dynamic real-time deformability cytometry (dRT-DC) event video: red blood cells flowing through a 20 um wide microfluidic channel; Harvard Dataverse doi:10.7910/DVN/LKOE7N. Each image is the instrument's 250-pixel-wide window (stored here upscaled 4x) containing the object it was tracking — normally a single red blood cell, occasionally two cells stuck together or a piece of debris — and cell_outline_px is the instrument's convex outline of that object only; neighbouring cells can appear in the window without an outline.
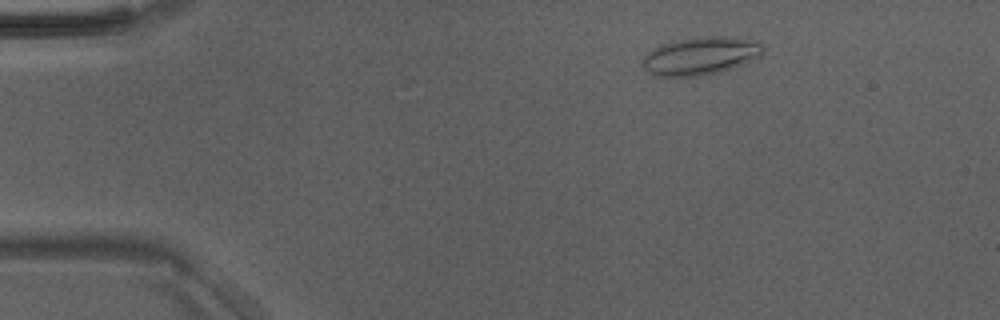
{"species": "Egyptian fruit bat (a non-hibernating species)", "species_latin": "Rousettus aegyptiacus", "temperature_condition": "room temperature", "stored_images_in_passage": 42, "camera_frame_rate_fps": 3000, "um_per_image_px": 0.085, "animal": {"sex": "male"}, "frame": {"image": 1, "passage_image": 2, "time_ms": 0.333, "image_size_px": [1000, 320], "cell_outline_px": [[764, 48], [760, 56], [720, 72], [700, 76], [652, 76], [640, 64], [640, 60], [648, 52], [660, 44], [672, 40], [712, 36], [728, 36], [756, 40]], "centroid_in_image_um": [59.48, 4.75], "position_along_channel_um": 25.5, "area_um2": 26.7}}
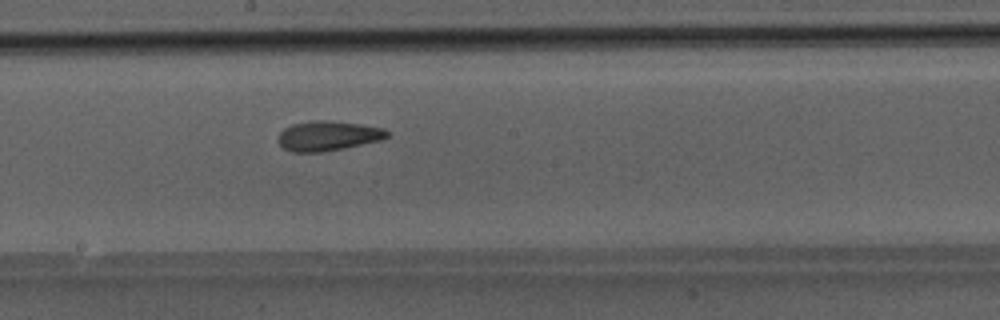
{"frame": {"image": 2, "passage_image": 21, "time_ms": 6.667, "image_size_px": [1000, 320], "cell_outline_px": [[388, 136], [380, 140], [344, 148], [320, 152], [292, 152], [284, 148], [276, 140], [276, 136], [284, 128], [292, 124], [312, 120], [332, 120], [360, 124], [384, 128], [388, 132]], "centroid_in_image_um": [27.83, 11.53], "position_along_channel_um": 220.4, "area_um2": 19.02}}
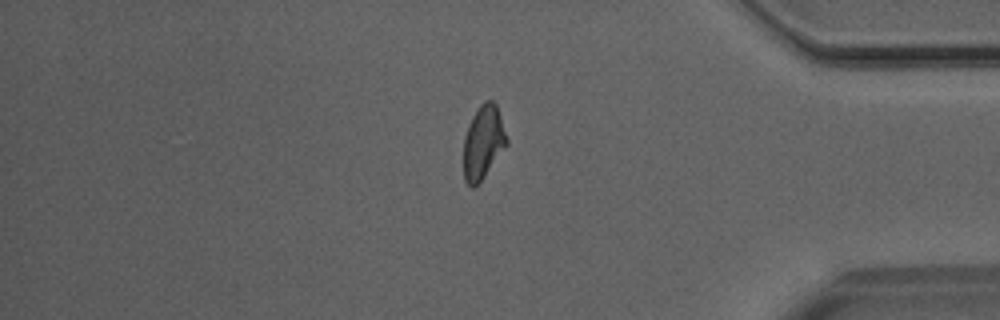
{"frame": {"image": 3, "passage_image": 35, "time_ms": 11.333, "image_size_px": [1000, 320], "cell_outline_px": [[508, 144], [484, 176], [472, 188], [464, 180], [464, 136], [468, 124], [472, 116], [480, 104], [484, 100], [492, 100], [496, 104], [508, 140]], "centroid_in_image_um": [41.06, 12.06], "position_along_channel_um": 394.1, "area_um2": 18.32}}